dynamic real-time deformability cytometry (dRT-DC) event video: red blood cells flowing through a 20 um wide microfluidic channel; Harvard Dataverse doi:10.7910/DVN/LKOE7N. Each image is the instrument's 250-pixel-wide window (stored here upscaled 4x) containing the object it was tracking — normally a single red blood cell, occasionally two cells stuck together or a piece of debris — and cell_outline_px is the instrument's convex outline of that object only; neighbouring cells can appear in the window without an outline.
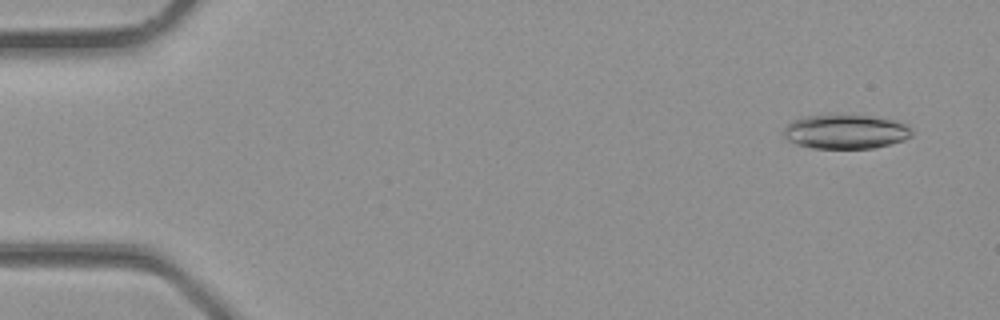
{"species": "common noctule bat (a hibernating species)", "species_latin": "Nyctalus noctula", "temperature_condition": "room temperature", "stored_images_in_passage": 35, "camera_frame_rate_fps": 3000, "um_per_image_px": 0.085, "animal": {"sex": "male", "body_mass_g": 23.1, "forearm_length_mm": 52.7}, "frame": {"image": 1, "passage_image": 2, "time_ms": 0.333, "image_size_px": [1000, 320], "cell_outline_px": [[912, 136], [904, 140], [872, 148], [812, 148], [796, 144], [788, 140], [784, 136], [784, 128], [788, 124], [796, 120], [808, 116], [868, 116], [892, 120], [904, 124], [912, 128]], "centroid_in_image_um": [71.89, 11.22], "position_along_channel_um": 13.1, "area_um2": 24.97}}
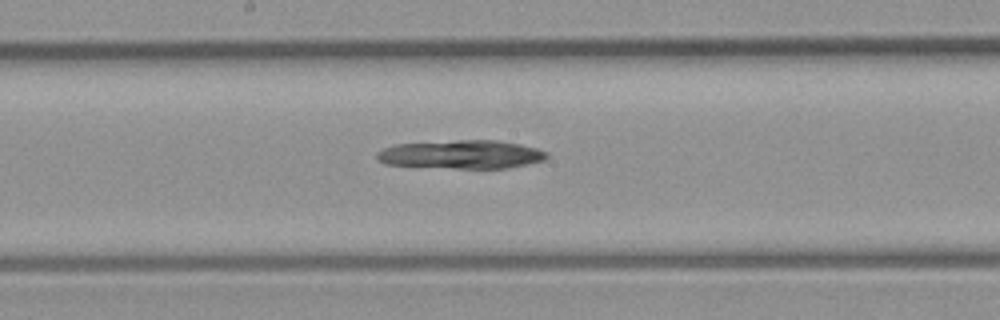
{"frame": {"image": 2, "passage_image": 18, "time_ms": 5.667, "image_size_px": [1000, 320], "cell_outline_px": [[548, 160], [508, 168], [456, 168], [384, 164], [376, 160], [376, 152], [392, 144], [456, 140], [496, 140], [520, 144], [536, 148], [548, 152]], "centroid_in_image_um": [39.23, 13.12], "position_along_channel_um": 209.0, "area_um2": 28.5}}
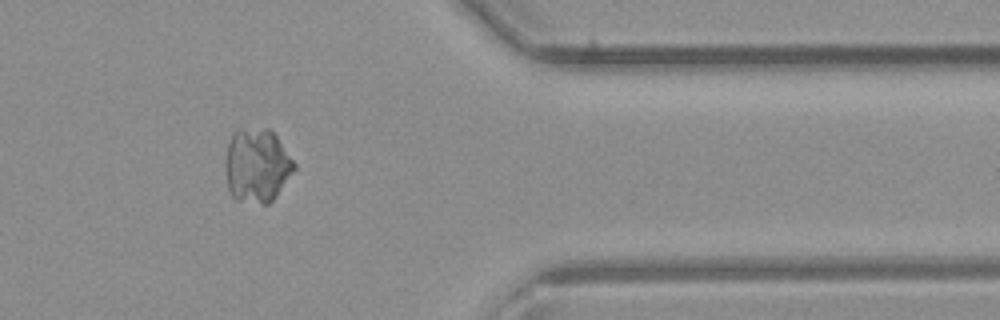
{"frame": {"image": 3, "passage_image": 28, "time_ms": 9.0, "image_size_px": [1000, 320], "cell_outline_px": [[296, 168], [276, 196], [268, 204], [264, 204], [236, 200], [228, 192], [224, 164], [228, 144], [232, 132], [240, 128], [268, 128], [276, 136], [296, 164]], "centroid_in_image_um": [21.81, 14.06], "position_along_channel_um": 389.6, "area_um2": 29.94}}